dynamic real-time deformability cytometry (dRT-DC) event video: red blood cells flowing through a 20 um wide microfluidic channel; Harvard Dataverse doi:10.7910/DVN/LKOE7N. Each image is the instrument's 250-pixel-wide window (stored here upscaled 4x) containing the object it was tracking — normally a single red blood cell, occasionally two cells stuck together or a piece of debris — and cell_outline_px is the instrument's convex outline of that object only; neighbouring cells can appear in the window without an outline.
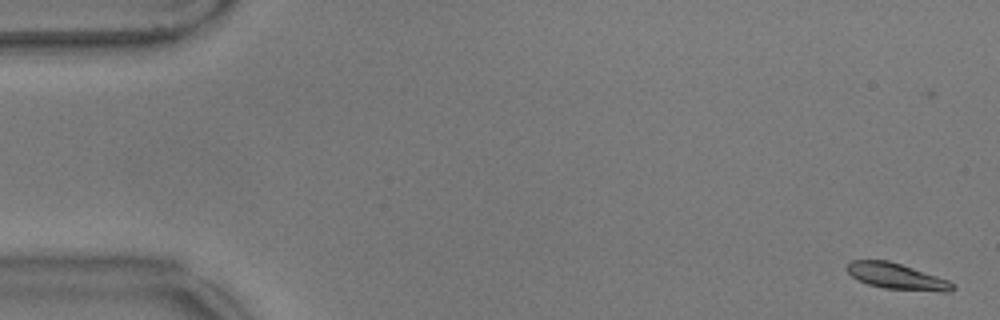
{"species": "common noctule bat (a hibernating species)", "species_latin": "Nyctalus noctula", "temperature_condition": "warm", "stored_images_in_passage": 54, "camera_frame_rate_fps": 3000, "um_per_image_px": 0.085, "animal": {"sex": "male", "body_mass_g": 17.9}, "frame": {"image": 1, "passage_image": 2, "time_ms": 0.333, "image_size_px": [1000, 320], "cell_outline_px": [[956, 288], [952, 292], [940, 292], [884, 288], [868, 284], [852, 276], [848, 272], [848, 264], [852, 260], [888, 260], [948, 280], [956, 284]], "centroid_in_image_um": [76.28, 23.51], "position_along_channel_um": 8.7, "area_um2": 15.84}}
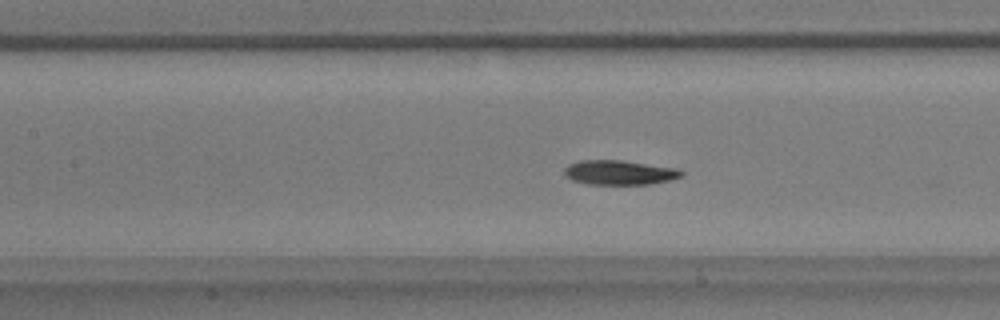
{"frame": {"image": 2, "passage_image": 26, "time_ms": 8.333, "image_size_px": [1000, 320], "cell_outline_px": [[684, 176], [668, 180], [648, 184], [588, 184], [572, 180], [564, 172], [564, 168], [568, 164], [580, 160], [620, 160], [676, 168], [684, 172]], "centroid_in_image_um": [52.64, 14.66], "position_along_channel_um": 154.8, "area_um2": 16.59}}
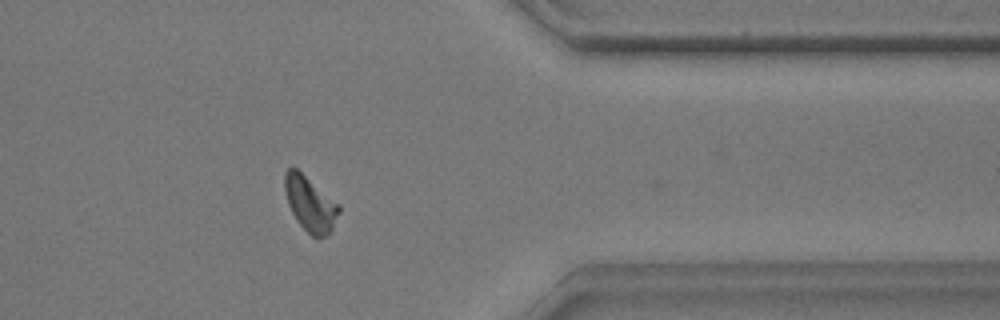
{"frame": {"image": 3, "passage_image": 47, "time_ms": 15.333, "image_size_px": [1000, 320], "cell_outline_px": [[340, 212], [332, 228], [324, 236], [316, 240], [296, 220], [288, 204], [284, 188], [284, 172], [288, 168], [296, 168], [340, 204]], "centroid_in_image_um": [26.36, 17.32], "position_along_channel_um": 385.0, "area_um2": 17.28}, "authors_computed_cell_mechanics": {"area_um2": 16.7331, "velocity_mm_per_s": 3.5151, "shape_relaxation_time_tau1_ms": 5.1618, "shape_relaxation_time_tau2_ms": 10.1551, "deformation_change_tau1": 0.1409, "deformation_change_tau2": 0.1456}}